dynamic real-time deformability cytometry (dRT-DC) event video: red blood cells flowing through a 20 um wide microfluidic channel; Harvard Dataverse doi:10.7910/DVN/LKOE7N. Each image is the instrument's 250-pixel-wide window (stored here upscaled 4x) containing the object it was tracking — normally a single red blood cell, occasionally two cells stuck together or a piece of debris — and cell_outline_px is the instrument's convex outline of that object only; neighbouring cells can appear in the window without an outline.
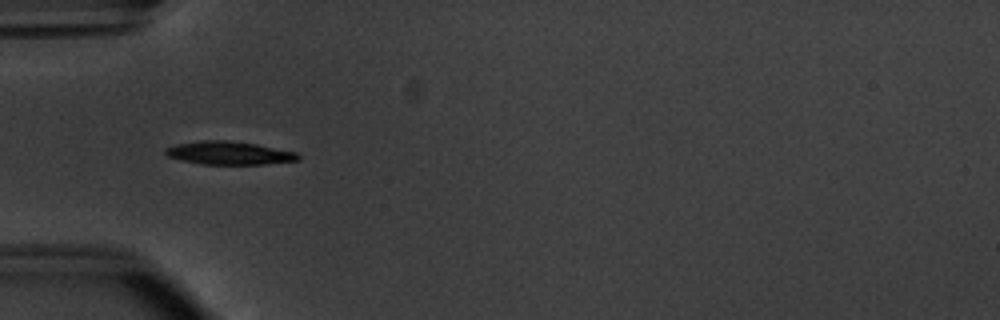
{"species": "common noctule bat (a hibernating species)", "species_latin": "Nyctalus noctula", "temperature_condition": "warm", "stored_images_in_passage": 44, "camera_frame_rate_fps": 3000, "um_per_image_px": 0.085, "animal": {"sex": "male", "body_mass_g": 20.1, "forearm_length_mm": 53.5}, "frame": {"image": 1, "passage_image": 8, "time_ms": 2.333, "image_size_px": [1000, 320], "cell_outline_px": [[300, 160], [264, 164], [204, 164], [180, 160], [168, 156], [164, 152], [164, 148], [176, 144], [200, 140], [228, 140], [256, 144], [296, 152], [300, 156]], "centroid_in_image_um": [19.45, 13.0], "position_along_channel_um": 65.6, "area_um2": 17.92}}
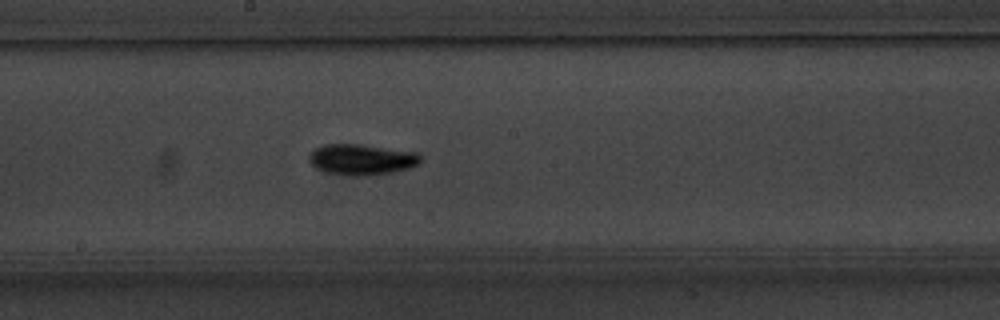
{"frame": {"image": 2, "passage_image": 20, "time_ms": 6.333, "image_size_px": [1000, 320], "cell_outline_px": [[420, 164], [408, 168], [392, 172], [368, 176], [348, 176], [324, 172], [316, 168], [308, 160], [308, 156], [316, 148], [324, 144], [360, 144], [416, 152], [420, 156]], "centroid_in_image_um": [30.71, 13.57], "position_along_channel_um": 217.5, "area_um2": 20.11}}
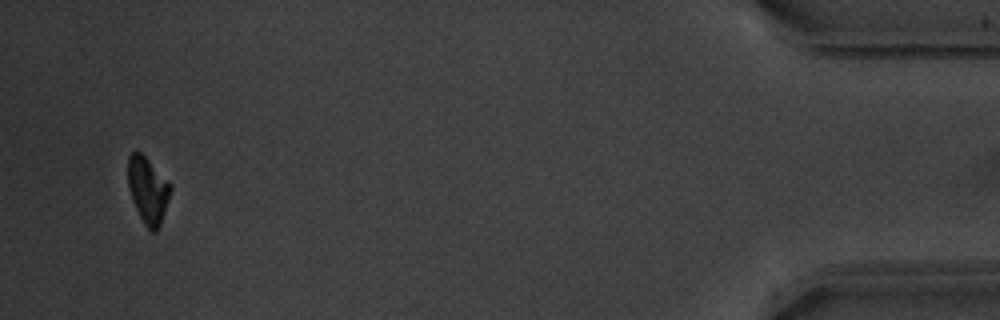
{"frame": {"image": 3, "passage_image": 42, "time_ms": 13.667, "image_size_px": [1000, 320], "cell_outline_px": [[172, 188], [160, 224], [156, 232], [152, 232], [144, 224], [132, 200], [128, 188], [128, 156], [132, 152], [140, 152], [172, 184]], "centroid_in_image_um": [12.57, 16.16], "position_along_channel_um": 422.6, "area_um2": 16.24}, "authors_computed_cell_mechanics": {"area_um2": 17.7446, "velocity_mm_per_s": 3.8187, "shape_relaxation_time_tau1_ms": 1.9616, "shape_relaxation_time_tau2_ms": 5.3544, "deformation_change_tau1": 0.1564, "deformation_change_tau2": 0.0914}}